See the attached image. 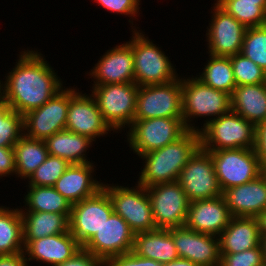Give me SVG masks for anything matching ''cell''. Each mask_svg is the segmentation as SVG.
Listing matches in <instances>:
<instances>
[{
    "mask_svg": "<svg viewBox=\"0 0 266 266\" xmlns=\"http://www.w3.org/2000/svg\"><path fill=\"white\" fill-rule=\"evenodd\" d=\"M259 231L261 236H266V209L262 211L257 217Z\"/></svg>",
    "mask_w": 266,
    "mask_h": 266,
    "instance_id": "cell-45",
    "label": "cell"
},
{
    "mask_svg": "<svg viewBox=\"0 0 266 266\" xmlns=\"http://www.w3.org/2000/svg\"><path fill=\"white\" fill-rule=\"evenodd\" d=\"M70 102V87H64L41 107L23 115L24 135L46 140L54 133L65 130Z\"/></svg>",
    "mask_w": 266,
    "mask_h": 266,
    "instance_id": "cell-14",
    "label": "cell"
},
{
    "mask_svg": "<svg viewBox=\"0 0 266 266\" xmlns=\"http://www.w3.org/2000/svg\"><path fill=\"white\" fill-rule=\"evenodd\" d=\"M23 135V116L0 99V146L14 147Z\"/></svg>",
    "mask_w": 266,
    "mask_h": 266,
    "instance_id": "cell-34",
    "label": "cell"
},
{
    "mask_svg": "<svg viewBox=\"0 0 266 266\" xmlns=\"http://www.w3.org/2000/svg\"><path fill=\"white\" fill-rule=\"evenodd\" d=\"M190 77L182 78L183 123L187 130L199 132V126L191 124L195 118L209 117L204 121V127L231 110V98L229 94L209 87L196 76Z\"/></svg>",
    "mask_w": 266,
    "mask_h": 266,
    "instance_id": "cell-3",
    "label": "cell"
},
{
    "mask_svg": "<svg viewBox=\"0 0 266 266\" xmlns=\"http://www.w3.org/2000/svg\"><path fill=\"white\" fill-rule=\"evenodd\" d=\"M163 266H198V265L194 264L193 262L187 259L178 258L174 261H171L170 263H165Z\"/></svg>",
    "mask_w": 266,
    "mask_h": 266,
    "instance_id": "cell-46",
    "label": "cell"
},
{
    "mask_svg": "<svg viewBox=\"0 0 266 266\" xmlns=\"http://www.w3.org/2000/svg\"><path fill=\"white\" fill-rule=\"evenodd\" d=\"M232 217H257L266 209V172L222 192Z\"/></svg>",
    "mask_w": 266,
    "mask_h": 266,
    "instance_id": "cell-21",
    "label": "cell"
},
{
    "mask_svg": "<svg viewBox=\"0 0 266 266\" xmlns=\"http://www.w3.org/2000/svg\"><path fill=\"white\" fill-rule=\"evenodd\" d=\"M241 53L266 71V25L246 29Z\"/></svg>",
    "mask_w": 266,
    "mask_h": 266,
    "instance_id": "cell-35",
    "label": "cell"
},
{
    "mask_svg": "<svg viewBox=\"0 0 266 266\" xmlns=\"http://www.w3.org/2000/svg\"><path fill=\"white\" fill-rule=\"evenodd\" d=\"M9 175L16 176L13 147L0 146V179Z\"/></svg>",
    "mask_w": 266,
    "mask_h": 266,
    "instance_id": "cell-42",
    "label": "cell"
},
{
    "mask_svg": "<svg viewBox=\"0 0 266 266\" xmlns=\"http://www.w3.org/2000/svg\"><path fill=\"white\" fill-rule=\"evenodd\" d=\"M216 3L246 28L266 25V2L216 0Z\"/></svg>",
    "mask_w": 266,
    "mask_h": 266,
    "instance_id": "cell-33",
    "label": "cell"
},
{
    "mask_svg": "<svg viewBox=\"0 0 266 266\" xmlns=\"http://www.w3.org/2000/svg\"><path fill=\"white\" fill-rule=\"evenodd\" d=\"M201 147L200 134L187 130L180 138L161 149L139 155L145 163L138 182L144 187L178 180L182 168Z\"/></svg>",
    "mask_w": 266,
    "mask_h": 266,
    "instance_id": "cell-2",
    "label": "cell"
},
{
    "mask_svg": "<svg viewBox=\"0 0 266 266\" xmlns=\"http://www.w3.org/2000/svg\"><path fill=\"white\" fill-rule=\"evenodd\" d=\"M65 129L79 135L90 137L92 140L107 135L113 131L105 122L91 94L77 92L70 87V102L67 111Z\"/></svg>",
    "mask_w": 266,
    "mask_h": 266,
    "instance_id": "cell-16",
    "label": "cell"
},
{
    "mask_svg": "<svg viewBox=\"0 0 266 266\" xmlns=\"http://www.w3.org/2000/svg\"><path fill=\"white\" fill-rule=\"evenodd\" d=\"M56 266H105V262L89 251L81 248L72 258Z\"/></svg>",
    "mask_w": 266,
    "mask_h": 266,
    "instance_id": "cell-41",
    "label": "cell"
},
{
    "mask_svg": "<svg viewBox=\"0 0 266 266\" xmlns=\"http://www.w3.org/2000/svg\"><path fill=\"white\" fill-rule=\"evenodd\" d=\"M236 86L266 83V71L242 53L230 56Z\"/></svg>",
    "mask_w": 266,
    "mask_h": 266,
    "instance_id": "cell-36",
    "label": "cell"
},
{
    "mask_svg": "<svg viewBox=\"0 0 266 266\" xmlns=\"http://www.w3.org/2000/svg\"><path fill=\"white\" fill-rule=\"evenodd\" d=\"M260 245L262 249L263 260L264 263L266 264V236H261Z\"/></svg>",
    "mask_w": 266,
    "mask_h": 266,
    "instance_id": "cell-47",
    "label": "cell"
},
{
    "mask_svg": "<svg viewBox=\"0 0 266 266\" xmlns=\"http://www.w3.org/2000/svg\"><path fill=\"white\" fill-rule=\"evenodd\" d=\"M199 134L201 148L206 151L256 146V126L232 110L201 126Z\"/></svg>",
    "mask_w": 266,
    "mask_h": 266,
    "instance_id": "cell-5",
    "label": "cell"
},
{
    "mask_svg": "<svg viewBox=\"0 0 266 266\" xmlns=\"http://www.w3.org/2000/svg\"><path fill=\"white\" fill-rule=\"evenodd\" d=\"M240 1H248V2H266V0H240Z\"/></svg>",
    "mask_w": 266,
    "mask_h": 266,
    "instance_id": "cell-48",
    "label": "cell"
},
{
    "mask_svg": "<svg viewBox=\"0 0 266 266\" xmlns=\"http://www.w3.org/2000/svg\"><path fill=\"white\" fill-rule=\"evenodd\" d=\"M213 4L211 23L206 31L208 54L230 57L241 53L247 28L217 3Z\"/></svg>",
    "mask_w": 266,
    "mask_h": 266,
    "instance_id": "cell-15",
    "label": "cell"
},
{
    "mask_svg": "<svg viewBox=\"0 0 266 266\" xmlns=\"http://www.w3.org/2000/svg\"><path fill=\"white\" fill-rule=\"evenodd\" d=\"M88 76L92 85H108L134 82V56L132 47L126 42L107 50ZM95 80V81H94Z\"/></svg>",
    "mask_w": 266,
    "mask_h": 266,
    "instance_id": "cell-19",
    "label": "cell"
},
{
    "mask_svg": "<svg viewBox=\"0 0 266 266\" xmlns=\"http://www.w3.org/2000/svg\"><path fill=\"white\" fill-rule=\"evenodd\" d=\"M92 140L88 136L79 135L68 130L54 133L45 140L49 155L66 160L69 164L92 163L86 156ZM89 160V161H88Z\"/></svg>",
    "mask_w": 266,
    "mask_h": 266,
    "instance_id": "cell-28",
    "label": "cell"
},
{
    "mask_svg": "<svg viewBox=\"0 0 266 266\" xmlns=\"http://www.w3.org/2000/svg\"><path fill=\"white\" fill-rule=\"evenodd\" d=\"M18 56L5 81H0V92L1 99L23 116L41 107L64 87L43 54L24 49Z\"/></svg>",
    "mask_w": 266,
    "mask_h": 266,
    "instance_id": "cell-1",
    "label": "cell"
},
{
    "mask_svg": "<svg viewBox=\"0 0 266 266\" xmlns=\"http://www.w3.org/2000/svg\"><path fill=\"white\" fill-rule=\"evenodd\" d=\"M24 247L31 241L69 230L71 213L21 212Z\"/></svg>",
    "mask_w": 266,
    "mask_h": 266,
    "instance_id": "cell-27",
    "label": "cell"
},
{
    "mask_svg": "<svg viewBox=\"0 0 266 266\" xmlns=\"http://www.w3.org/2000/svg\"><path fill=\"white\" fill-rule=\"evenodd\" d=\"M256 154L263 169H266V121L256 126Z\"/></svg>",
    "mask_w": 266,
    "mask_h": 266,
    "instance_id": "cell-43",
    "label": "cell"
},
{
    "mask_svg": "<svg viewBox=\"0 0 266 266\" xmlns=\"http://www.w3.org/2000/svg\"><path fill=\"white\" fill-rule=\"evenodd\" d=\"M223 196L190 202L185 226L199 233L219 236L231 219Z\"/></svg>",
    "mask_w": 266,
    "mask_h": 266,
    "instance_id": "cell-20",
    "label": "cell"
},
{
    "mask_svg": "<svg viewBox=\"0 0 266 266\" xmlns=\"http://www.w3.org/2000/svg\"><path fill=\"white\" fill-rule=\"evenodd\" d=\"M16 177L29 179L34 171L47 159L49 153L45 140L23 135L14 145Z\"/></svg>",
    "mask_w": 266,
    "mask_h": 266,
    "instance_id": "cell-29",
    "label": "cell"
},
{
    "mask_svg": "<svg viewBox=\"0 0 266 266\" xmlns=\"http://www.w3.org/2000/svg\"><path fill=\"white\" fill-rule=\"evenodd\" d=\"M69 166L66 160L48 155L27 180L28 186H54Z\"/></svg>",
    "mask_w": 266,
    "mask_h": 266,
    "instance_id": "cell-37",
    "label": "cell"
},
{
    "mask_svg": "<svg viewBox=\"0 0 266 266\" xmlns=\"http://www.w3.org/2000/svg\"><path fill=\"white\" fill-rule=\"evenodd\" d=\"M261 245L240 253H220L219 266H263Z\"/></svg>",
    "mask_w": 266,
    "mask_h": 266,
    "instance_id": "cell-38",
    "label": "cell"
},
{
    "mask_svg": "<svg viewBox=\"0 0 266 266\" xmlns=\"http://www.w3.org/2000/svg\"><path fill=\"white\" fill-rule=\"evenodd\" d=\"M113 212L110 196L102 188L93 196L72 204L69 231L83 247Z\"/></svg>",
    "mask_w": 266,
    "mask_h": 266,
    "instance_id": "cell-12",
    "label": "cell"
},
{
    "mask_svg": "<svg viewBox=\"0 0 266 266\" xmlns=\"http://www.w3.org/2000/svg\"><path fill=\"white\" fill-rule=\"evenodd\" d=\"M103 188L110 196L114 212L121 216L135 233L157 229L146 187L139 183L131 188L107 183L103 184Z\"/></svg>",
    "mask_w": 266,
    "mask_h": 266,
    "instance_id": "cell-7",
    "label": "cell"
},
{
    "mask_svg": "<svg viewBox=\"0 0 266 266\" xmlns=\"http://www.w3.org/2000/svg\"><path fill=\"white\" fill-rule=\"evenodd\" d=\"M94 163L70 164L53 186L71 204L91 197L103 188V182L93 178Z\"/></svg>",
    "mask_w": 266,
    "mask_h": 266,
    "instance_id": "cell-23",
    "label": "cell"
},
{
    "mask_svg": "<svg viewBox=\"0 0 266 266\" xmlns=\"http://www.w3.org/2000/svg\"><path fill=\"white\" fill-rule=\"evenodd\" d=\"M218 237L220 253H240L258 247L261 240L256 217H231Z\"/></svg>",
    "mask_w": 266,
    "mask_h": 266,
    "instance_id": "cell-24",
    "label": "cell"
},
{
    "mask_svg": "<svg viewBox=\"0 0 266 266\" xmlns=\"http://www.w3.org/2000/svg\"><path fill=\"white\" fill-rule=\"evenodd\" d=\"M132 252L163 264L179 258L177 248L168 229L135 233Z\"/></svg>",
    "mask_w": 266,
    "mask_h": 266,
    "instance_id": "cell-25",
    "label": "cell"
},
{
    "mask_svg": "<svg viewBox=\"0 0 266 266\" xmlns=\"http://www.w3.org/2000/svg\"><path fill=\"white\" fill-rule=\"evenodd\" d=\"M0 266H28L24 252L0 255Z\"/></svg>",
    "mask_w": 266,
    "mask_h": 266,
    "instance_id": "cell-44",
    "label": "cell"
},
{
    "mask_svg": "<svg viewBox=\"0 0 266 266\" xmlns=\"http://www.w3.org/2000/svg\"><path fill=\"white\" fill-rule=\"evenodd\" d=\"M0 206V255L24 252L23 223L19 208Z\"/></svg>",
    "mask_w": 266,
    "mask_h": 266,
    "instance_id": "cell-31",
    "label": "cell"
},
{
    "mask_svg": "<svg viewBox=\"0 0 266 266\" xmlns=\"http://www.w3.org/2000/svg\"><path fill=\"white\" fill-rule=\"evenodd\" d=\"M209 60L196 77L203 83L216 90L223 91L231 96L236 82L230 57L209 55Z\"/></svg>",
    "mask_w": 266,
    "mask_h": 266,
    "instance_id": "cell-32",
    "label": "cell"
},
{
    "mask_svg": "<svg viewBox=\"0 0 266 266\" xmlns=\"http://www.w3.org/2000/svg\"><path fill=\"white\" fill-rule=\"evenodd\" d=\"M183 118L182 77L157 85L139 86L134 119Z\"/></svg>",
    "mask_w": 266,
    "mask_h": 266,
    "instance_id": "cell-10",
    "label": "cell"
},
{
    "mask_svg": "<svg viewBox=\"0 0 266 266\" xmlns=\"http://www.w3.org/2000/svg\"><path fill=\"white\" fill-rule=\"evenodd\" d=\"M146 190L157 229L185 226L190 201L177 181L152 185Z\"/></svg>",
    "mask_w": 266,
    "mask_h": 266,
    "instance_id": "cell-11",
    "label": "cell"
},
{
    "mask_svg": "<svg viewBox=\"0 0 266 266\" xmlns=\"http://www.w3.org/2000/svg\"><path fill=\"white\" fill-rule=\"evenodd\" d=\"M222 192L256 179L265 170L260 164L255 148L222 149L208 151Z\"/></svg>",
    "mask_w": 266,
    "mask_h": 266,
    "instance_id": "cell-9",
    "label": "cell"
},
{
    "mask_svg": "<svg viewBox=\"0 0 266 266\" xmlns=\"http://www.w3.org/2000/svg\"><path fill=\"white\" fill-rule=\"evenodd\" d=\"M163 263L134 254L132 251L111 257L105 266H163Z\"/></svg>",
    "mask_w": 266,
    "mask_h": 266,
    "instance_id": "cell-40",
    "label": "cell"
},
{
    "mask_svg": "<svg viewBox=\"0 0 266 266\" xmlns=\"http://www.w3.org/2000/svg\"><path fill=\"white\" fill-rule=\"evenodd\" d=\"M231 110L255 126L266 121V83L236 86Z\"/></svg>",
    "mask_w": 266,
    "mask_h": 266,
    "instance_id": "cell-26",
    "label": "cell"
},
{
    "mask_svg": "<svg viewBox=\"0 0 266 266\" xmlns=\"http://www.w3.org/2000/svg\"><path fill=\"white\" fill-rule=\"evenodd\" d=\"M99 6L101 5L104 9L109 10L112 13H117L120 15H127L128 17H133L128 21L133 24V19L136 20L137 15L139 16V5L140 0H94ZM130 15V16H129ZM136 16V17H135ZM135 17V18H134ZM132 21V22H131Z\"/></svg>",
    "mask_w": 266,
    "mask_h": 266,
    "instance_id": "cell-39",
    "label": "cell"
},
{
    "mask_svg": "<svg viewBox=\"0 0 266 266\" xmlns=\"http://www.w3.org/2000/svg\"><path fill=\"white\" fill-rule=\"evenodd\" d=\"M177 182L190 202L222 195L211 154L201 147L182 168Z\"/></svg>",
    "mask_w": 266,
    "mask_h": 266,
    "instance_id": "cell-13",
    "label": "cell"
},
{
    "mask_svg": "<svg viewBox=\"0 0 266 266\" xmlns=\"http://www.w3.org/2000/svg\"><path fill=\"white\" fill-rule=\"evenodd\" d=\"M133 26L132 38L127 42L134 56V83L138 86L165 84L179 75L166 53Z\"/></svg>",
    "mask_w": 266,
    "mask_h": 266,
    "instance_id": "cell-4",
    "label": "cell"
},
{
    "mask_svg": "<svg viewBox=\"0 0 266 266\" xmlns=\"http://www.w3.org/2000/svg\"><path fill=\"white\" fill-rule=\"evenodd\" d=\"M179 258L187 259L198 266H219V237L199 233L186 226L169 228Z\"/></svg>",
    "mask_w": 266,
    "mask_h": 266,
    "instance_id": "cell-18",
    "label": "cell"
},
{
    "mask_svg": "<svg viewBox=\"0 0 266 266\" xmlns=\"http://www.w3.org/2000/svg\"><path fill=\"white\" fill-rule=\"evenodd\" d=\"M138 87L134 82L93 85L91 95L113 132L127 129L134 122Z\"/></svg>",
    "mask_w": 266,
    "mask_h": 266,
    "instance_id": "cell-6",
    "label": "cell"
},
{
    "mask_svg": "<svg viewBox=\"0 0 266 266\" xmlns=\"http://www.w3.org/2000/svg\"><path fill=\"white\" fill-rule=\"evenodd\" d=\"M27 188L23 201L25 208H20V212L71 213L72 204L53 186H28Z\"/></svg>",
    "mask_w": 266,
    "mask_h": 266,
    "instance_id": "cell-30",
    "label": "cell"
},
{
    "mask_svg": "<svg viewBox=\"0 0 266 266\" xmlns=\"http://www.w3.org/2000/svg\"><path fill=\"white\" fill-rule=\"evenodd\" d=\"M135 232L113 212L103 226L82 247L105 263L113 256L132 251Z\"/></svg>",
    "mask_w": 266,
    "mask_h": 266,
    "instance_id": "cell-17",
    "label": "cell"
},
{
    "mask_svg": "<svg viewBox=\"0 0 266 266\" xmlns=\"http://www.w3.org/2000/svg\"><path fill=\"white\" fill-rule=\"evenodd\" d=\"M81 248L82 246L68 230L65 233L31 240L24 247V254L28 266H30L29 262L33 260L56 266L72 258Z\"/></svg>",
    "mask_w": 266,
    "mask_h": 266,
    "instance_id": "cell-22",
    "label": "cell"
},
{
    "mask_svg": "<svg viewBox=\"0 0 266 266\" xmlns=\"http://www.w3.org/2000/svg\"><path fill=\"white\" fill-rule=\"evenodd\" d=\"M127 131L129 147L136 155L163 148L180 138L187 128L183 118L134 119Z\"/></svg>",
    "mask_w": 266,
    "mask_h": 266,
    "instance_id": "cell-8",
    "label": "cell"
}]
</instances>
